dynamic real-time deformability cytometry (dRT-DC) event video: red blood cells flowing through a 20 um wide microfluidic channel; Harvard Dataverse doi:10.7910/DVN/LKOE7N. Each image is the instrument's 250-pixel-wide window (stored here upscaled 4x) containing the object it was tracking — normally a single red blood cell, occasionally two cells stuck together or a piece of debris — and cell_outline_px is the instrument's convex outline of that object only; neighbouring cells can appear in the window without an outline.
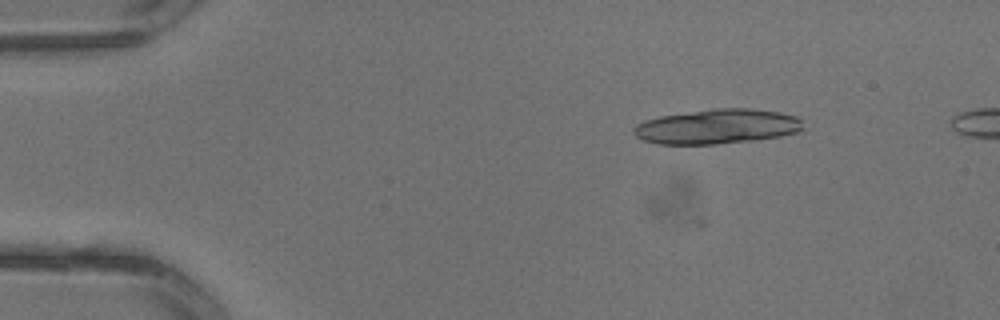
{"species": "common noctule bat (a hibernating species)", "species_latin": "Nyctalus noctula", "temperature_condition": "warm", "stored_images_in_passage": 4, "camera_frame_rate_fps": 3000, "um_per_image_px": 0.085, "animal": {"sex": "male", "body_mass_g": 13.3}, "frame": {"image": 1, "passage_image": 2, "time_ms": 0.333, "image_size_px": [1000, 320], "cell_outline_px": [[804, 128], [796, 132], [780, 136], [756, 140], [716, 144], [656, 144], [644, 140], [636, 136], [632, 132], [632, 128], [636, 124], [644, 120], [660, 116], [712, 108], [752, 108], [780, 112], [796, 116], [800, 120]], "centroid_in_image_um": [60.93, 10.75], "position_along_channel_um": 24.1, "area_um2": 34.51}}